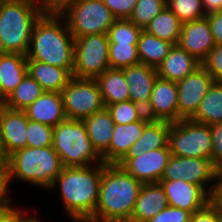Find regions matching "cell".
Returning a JSON list of instances; mask_svg holds the SVG:
<instances>
[{
    "label": "cell",
    "mask_w": 222,
    "mask_h": 222,
    "mask_svg": "<svg viewBox=\"0 0 222 222\" xmlns=\"http://www.w3.org/2000/svg\"><path fill=\"white\" fill-rule=\"evenodd\" d=\"M101 178L102 163L63 167L48 191L59 189L63 208L71 221L87 222L95 213Z\"/></svg>",
    "instance_id": "6da1fadb"
},
{
    "label": "cell",
    "mask_w": 222,
    "mask_h": 222,
    "mask_svg": "<svg viewBox=\"0 0 222 222\" xmlns=\"http://www.w3.org/2000/svg\"><path fill=\"white\" fill-rule=\"evenodd\" d=\"M27 60L66 68L74 66V38L64 17L56 8H48L34 25Z\"/></svg>",
    "instance_id": "7a4b0ae2"
},
{
    "label": "cell",
    "mask_w": 222,
    "mask_h": 222,
    "mask_svg": "<svg viewBox=\"0 0 222 222\" xmlns=\"http://www.w3.org/2000/svg\"><path fill=\"white\" fill-rule=\"evenodd\" d=\"M142 185L123 167L102 163L98 203L87 222H128Z\"/></svg>",
    "instance_id": "3957f363"
},
{
    "label": "cell",
    "mask_w": 222,
    "mask_h": 222,
    "mask_svg": "<svg viewBox=\"0 0 222 222\" xmlns=\"http://www.w3.org/2000/svg\"><path fill=\"white\" fill-rule=\"evenodd\" d=\"M62 169L60 156L52 146L20 149L7 158L5 197L9 198L11 181L15 179L48 191Z\"/></svg>",
    "instance_id": "277c9868"
},
{
    "label": "cell",
    "mask_w": 222,
    "mask_h": 222,
    "mask_svg": "<svg viewBox=\"0 0 222 222\" xmlns=\"http://www.w3.org/2000/svg\"><path fill=\"white\" fill-rule=\"evenodd\" d=\"M48 9L36 0H4L0 3L2 52L28 54L35 23Z\"/></svg>",
    "instance_id": "5b68a950"
},
{
    "label": "cell",
    "mask_w": 222,
    "mask_h": 222,
    "mask_svg": "<svg viewBox=\"0 0 222 222\" xmlns=\"http://www.w3.org/2000/svg\"><path fill=\"white\" fill-rule=\"evenodd\" d=\"M52 147L63 167H85L104 163L90 141L82 120L65 119L53 128Z\"/></svg>",
    "instance_id": "8992f818"
},
{
    "label": "cell",
    "mask_w": 222,
    "mask_h": 222,
    "mask_svg": "<svg viewBox=\"0 0 222 222\" xmlns=\"http://www.w3.org/2000/svg\"><path fill=\"white\" fill-rule=\"evenodd\" d=\"M56 10L64 17L73 38L107 34L116 20L103 0H65Z\"/></svg>",
    "instance_id": "52a82bcc"
},
{
    "label": "cell",
    "mask_w": 222,
    "mask_h": 222,
    "mask_svg": "<svg viewBox=\"0 0 222 222\" xmlns=\"http://www.w3.org/2000/svg\"><path fill=\"white\" fill-rule=\"evenodd\" d=\"M168 144L174 156L211 159L210 125L191 119H181L170 123Z\"/></svg>",
    "instance_id": "ba28073f"
},
{
    "label": "cell",
    "mask_w": 222,
    "mask_h": 222,
    "mask_svg": "<svg viewBox=\"0 0 222 222\" xmlns=\"http://www.w3.org/2000/svg\"><path fill=\"white\" fill-rule=\"evenodd\" d=\"M107 34H92L74 38V66L72 77L96 79L109 66Z\"/></svg>",
    "instance_id": "9c48e42d"
},
{
    "label": "cell",
    "mask_w": 222,
    "mask_h": 222,
    "mask_svg": "<svg viewBox=\"0 0 222 222\" xmlns=\"http://www.w3.org/2000/svg\"><path fill=\"white\" fill-rule=\"evenodd\" d=\"M61 94L67 119L83 120L105 108L95 79L72 77Z\"/></svg>",
    "instance_id": "30bf717a"
},
{
    "label": "cell",
    "mask_w": 222,
    "mask_h": 222,
    "mask_svg": "<svg viewBox=\"0 0 222 222\" xmlns=\"http://www.w3.org/2000/svg\"><path fill=\"white\" fill-rule=\"evenodd\" d=\"M217 173L218 167L211 159L171 155L161 180L183 179L202 186L213 196L217 185Z\"/></svg>",
    "instance_id": "8fae6325"
},
{
    "label": "cell",
    "mask_w": 222,
    "mask_h": 222,
    "mask_svg": "<svg viewBox=\"0 0 222 222\" xmlns=\"http://www.w3.org/2000/svg\"><path fill=\"white\" fill-rule=\"evenodd\" d=\"M214 80L201 65L184 79L176 82L178 89V121L191 119Z\"/></svg>",
    "instance_id": "7c38bea8"
},
{
    "label": "cell",
    "mask_w": 222,
    "mask_h": 222,
    "mask_svg": "<svg viewBox=\"0 0 222 222\" xmlns=\"http://www.w3.org/2000/svg\"><path fill=\"white\" fill-rule=\"evenodd\" d=\"M178 89L175 81L157 77L153 85L149 103L144 109L151 120L178 121Z\"/></svg>",
    "instance_id": "4fadbf2b"
},
{
    "label": "cell",
    "mask_w": 222,
    "mask_h": 222,
    "mask_svg": "<svg viewBox=\"0 0 222 222\" xmlns=\"http://www.w3.org/2000/svg\"><path fill=\"white\" fill-rule=\"evenodd\" d=\"M169 206L194 213L204 208L212 196L202 187L186 180H160Z\"/></svg>",
    "instance_id": "5bb4252c"
},
{
    "label": "cell",
    "mask_w": 222,
    "mask_h": 222,
    "mask_svg": "<svg viewBox=\"0 0 222 222\" xmlns=\"http://www.w3.org/2000/svg\"><path fill=\"white\" fill-rule=\"evenodd\" d=\"M28 120L24 110L0 107V143L7 158L27 147Z\"/></svg>",
    "instance_id": "9a60e30c"
},
{
    "label": "cell",
    "mask_w": 222,
    "mask_h": 222,
    "mask_svg": "<svg viewBox=\"0 0 222 222\" xmlns=\"http://www.w3.org/2000/svg\"><path fill=\"white\" fill-rule=\"evenodd\" d=\"M169 144L160 149L130 158L122 167L142 183L160 182L171 157Z\"/></svg>",
    "instance_id": "2e32d148"
},
{
    "label": "cell",
    "mask_w": 222,
    "mask_h": 222,
    "mask_svg": "<svg viewBox=\"0 0 222 222\" xmlns=\"http://www.w3.org/2000/svg\"><path fill=\"white\" fill-rule=\"evenodd\" d=\"M178 45L202 63L215 46L208 18L182 23Z\"/></svg>",
    "instance_id": "e0dca14e"
},
{
    "label": "cell",
    "mask_w": 222,
    "mask_h": 222,
    "mask_svg": "<svg viewBox=\"0 0 222 222\" xmlns=\"http://www.w3.org/2000/svg\"><path fill=\"white\" fill-rule=\"evenodd\" d=\"M151 121L148 116L129 124H115L109 148L101 155L106 164H117L129 148L142 135L145 126Z\"/></svg>",
    "instance_id": "ac0fdd59"
},
{
    "label": "cell",
    "mask_w": 222,
    "mask_h": 222,
    "mask_svg": "<svg viewBox=\"0 0 222 222\" xmlns=\"http://www.w3.org/2000/svg\"><path fill=\"white\" fill-rule=\"evenodd\" d=\"M126 82L129 85V100L147 107L157 75V69L143 63L131 65L123 69Z\"/></svg>",
    "instance_id": "d6986e66"
},
{
    "label": "cell",
    "mask_w": 222,
    "mask_h": 222,
    "mask_svg": "<svg viewBox=\"0 0 222 222\" xmlns=\"http://www.w3.org/2000/svg\"><path fill=\"white\" fill-rule=\"evenodd\" d=\"M24 111L29 120L53 128L67 119L62 94L57 92H44Z\"/></svg>",
    "instance_id": "ffe728a7"
},
{
    "label": "cell",
    "mask_w": 222,
    "mask_h": 222,
    "mask_svg": "<svg viewBox=\"0 0 222 222\" xmlns=\"http://www.w3.org/2000/svg\"><path fill=\"white\" fill-rule=\"evenodd\" d=\"M167 206L168 199L160 182L143 183L128 222H147Z\"/></svg>",
    "instance_id": "44dd1931"
},
{
    "label": "cell",
    "mask_w": 222,
    "mask_h": 222,
    "mask_svg": "<svg viewBox=\"0 0 222 222\" xmlns=\"http://www.w3.org/2000/svg\"><path fill=\"white\" fill-rule=\"evenodd\" d=\"M170 122L151 120L144 128L141 137L132 144L127 154L117 163L123 166L130 158L145 152L164 148L169 141Z\"/></svg>",
    "instance_id": "7402d4cb"
},
{
    "label": "cell",
    "mask_w": 222,
    "mask_h": 222,
    "mask_svg": "<svg viewBox=\"0 0 222 222\" xmlns=\"http://www.w3.org/2000/svg\"><path fill=\"white\" fill-rule=\"evenodd\" d=\"M201 65V62L177 44L173 45L169 54L156 69L158 77L177 82L194 72Z\"/></svg>",
    "instance_id": "603a6c76"
},
{
    "label": "cell",
    "mask_w": 222,
    "mask_h": 222,
    "mask_svg": "<svg viewBox=\"0 0 222 222\" xmlns=\"http://www.w3.org/2000/svg\"><path fill=\"white\" fill-rule=\"evenodd\" d=\"M27 73L45 92L61 93L72 74L66 69L35 60H27Z\"/></svg>",
    "instance_id": "cb8c5ba5"
},
{
    "label": "cell",
    "mask_w": 222,
    "mask_h": 222,
    "mask_svg": "<svg viewBox=\"0 0 222 222\" xmlns=\"http://www.w3.org/2000/svg\"><path fill=\"white\" fill-rule=\"evenodd\" d=\"M82 121L94 148L102 155L109 148L115 125L110 111L105 107Z\"/></svg>",
    "instance_id": "d4e9b609"
},
{
    "label": "cell",
    "mask_w": 222,
    "mask_h": 222,
    "mask_svg": "<svg viewBox=\"0 0 222 222\" xmlns=\"http://www.w3.org/2000/svg\"><path fill=\"white\" fill-rule=\"evenodd\" d=\"M27 74V56L21 53L0 54V82L8 97Z\"/></svg>",
    "instance_id": "484cf974"
},
{
    "label": "cell",
    "mask_w": 222,
    "mask_h": 222,
    "mask_svg": "<svg viewBox=\"0 0 222 222\" xmlns=\"http://www.w3.org/2000/svg\"><path fill=\"white\" fill-rule=\"evenodd\" d=\"M95 80L99 85L105 107L129 100V85L123 69L108 68Z\"/></svg>",
    "instance_id": "4316f807"
},
{
    "label": "cell",
    "mask_w": 222,
    "mask_h": 222,
    "mask_svg": "<svg viewBox=\"0 0 222 222\" xmlns=\"http://www.w3.org/2000/svg\"><path fill=\"white\" fill-rule=\"evenodd\" d=\"M181 28L182 22L179 18L167 7H164L144 28V31L161 40L177 45L180 39Z\"/></svg>",
    "instance_id": "83f0119b"
},
{
    "label": "cell",
    "mask_w": 222,
    "mask_h": 222,
    "mask_svg": "<svg viewBox=\"0 0 222 222\" xmlns=\"http://www.w3.org/2000/svg\"><path fill=\"white\" fill-rule=\"evenodd\" d=\"M172 47V43L142 30L137 43L140 63L157 68L169 54Z\"/></svg>",
    "instance_id": "f1b7e54d"
},
{
    "label": "cell",
    "mask_w": 222,
    "mask_h": 222,
    "mask_svg": "<svg viewBox=\"0 0 222 222\" xmlns=\"http://www.w3.org/2000/svg\"><path fill=\"white\" fill-rule=\"evenodd\" d=\"M191 120L210 126L222 122V82H213Z\"/></svg>",
    "instance_id": "f546056e"
},
{
    "label": "cell",
    "mask_w": 222,
    "mask_h": 222,
    "mask_svg": "<svg viewBox=\"0 0 222 222\" xmlns=\"http://www.w3.org/2000/svg\"><path fill=\"white\" fill-rule=\"evenodd\" d=\"M45 91L28 73L21 83L7 97L5 107L13 110H24Z\"/></svg>",
    "instance_id": "4dcf8cb0"
},
{
    "label": "cell",
    "mask_w": 222,
    "mask_h": 222,
    "mask_svg": "<svg viewBox=\"0 0 222 222\" xmlns=\"http://www.w3.org/2000/svg\"><path fill=\"white\" fill-rule=\"evenodd\" d=\"M109 66L124 69L140 63L137 44L109 43Z\"/></svg>",
    "instance_id": "1f68e13d"
},
{
    "label": "cell",
    "mask_w": 222,
    "mask_h": 222,
    "mask_svg": "<svg viewBox=\"0 0 222 222\" xmlns=\"http://www.w3.org/2000/svg\"><path fill=\"white\" fill-rule=\"evenodd\" d=\"M142 30L129 19H116L107 33L109 43L137 44Z\"/></svg>",
    "instance_id": "d6a6232c"
},
{
    "label": "cell",
    "mask_w": 222,
    "mask_h": 222,
    "mask_svg": "<svg viewBox=\"0 0 222 222\" xmlns=\"http://www.w3.org/2000/svg\"><path fill=\"white\" fill-rule=\"evenodd\" d=\"M166 7L182 23L206 17L203 0H166Z\"/></svg>",
    "instance_id": "836d02e7"
},
{
    "label": "cell",
    "mask_w": 222,
    "mask_h": 222,
    "mask_svg": "<svg viewBox=\"0 0 222 222\" xmlns=\"http://www.w3.org/2000/svg\"><path fill=\"white\" fill-rule=\"evenodd\" d=\"M166 7V0H138L128 18L136 26L144 28Z\"/></svg>",
    "instance_id": "e575fe53"
},
{
    "label": "cell",
    "mask_w": 222,
    "mask_h": 222,
    "mask_svg": "<svg viewBox=\"0 0 222 222\" xmlns=\"http://www.w3.org/2000/svg\"><path fill=\"white\" fill-rule=\"evenodd\" d=\"M115 124H129L141 120L145 116L144 109L132 101L118 102L108 105Z\"/></svg>",
    "instance_id": "d590c367"
},
{
    "label": "cell",
    "mask_w": 222,
    "mask_h": 222,
    "mask_svg": "<svg viewBox=\"0 0 222 222\" xmlns=\"http://www.w3.org/2000/svg\"><path fill=\"white\" fill-rule=\"evenodd\" d=\"M27 147L43 148L53 144V127L28 120L26 131Z\"/></svg>",
    "instance_id": "8d00e7d4"
},
{
    "label": "cell",
    "mask_w": 222,
    "mask_h": 222,
    "mask_svg": "<svg viewBox=\"0 0 222 222\" xmlns=\"http://www.w3.org/2000/svg\"><path fill=\"white\" fill-rule=\"evenodd\" d=\"M12 204L10 197L0 204V222H29L33 218L32 215L28 216L26 208L14 207Z\"/></svg>",
    "instance_id": "74e56055"
},
{
    "label": "cell",
    "mask_w": 222,
    "mask_h": 222,
    "mask_svg": "<svg viewBox=\"0 0 222 222\" xmlns=\"http://www.w3.org/2000/svg\"><path fill=\"white\" fill-rule=\"evenodd\" d=\"M201 64L214 82H222V44L215 45Z\"/></svg>",
    "instance_id": "f35d334b"
},
{
    "label": "cell",
    "mask_w": 222,
    "mask_h": 222,
    "mask_svg": "<svg viewBox=\"0 0 222 222\" xmlns=\"http://www.w3.org/2000/svg\"><path fill=\"white\" fill-rule=\"evenodd\" d=\"M191 215L190 211L167 206L147 222H189Z\"/></svg>",
    "instance_id": "ab89813d"
},
{
    "label": "cell",
    "mask_w": 222,
    "mask_h": 222,
    "mask_svg": "<svg viewBox=\"0 0 222 222\" xmlns=\"http://www.w3.org/2000/svg\"><path fill=\"white\" fill-rule=\"evenodd\" d=\"M221 206L210 201L204 208L192 213L189 222H220Z\"/></svg>",
    "instance_id": "60d3db41"
},
{
    "label": "cell",
    "mask_w": 222,
    "mask_h": 222,
    "mask_svg": "<svg viewBox=\"0 0 222 222\" xmlns=\"http://www.w3.org/2000/svg\"><path fill=\"white\" fill-rule=\"evenodd\" d=\"M116 19H128L138 0H103Z\"/></svg>",
    "instance_id": "b9f144b4"
},
{
    "label": "cell",
    "mask_w": 222,
    "mask_h": 222,
    "mask_svg": "<svg viewBox=\"0 0 222 222\" xmlns=\"http://www.w3.org/2000/svg\"><path fill=\"white\" fill-rule=\"evenodd\" d=\"M212 134L211 160L219 168L222 166V122L210 126Z\"/></svg>",
    "instance_id": "7bdbcfd3"
},
{
    "label": "cell",
    "mask_w": 222,
    "mask_h": 222,
    "mask_svg": "<svg viewBox=\"0 0 222 222\" xmlns=\"http://www.w3.org/2000/svg\"><path fill=\"white\" fill-rule=\"evenodd\" d=\"M215 45L222 44V9L206 16Z\"/></svg>",
    "instance_id": "ee69618b"
},
{
    "label": "cell",
    "mask_w": 222,
    "mask_h": 222,
    "mask_svg": "<svg viewBox=\"0 0 222 222\" xmlns=\"http://www.w3.org/2000/svg\"><path fill=\"white\" fill-rule=\"evenodd\" d=\"M7 174V157L5 156L0 143V190L5 195V181Z\"/></svg>",
    "instance_id": "f6af8a7d"
},
{
    "label": "cell",
    "mask_w": 222,
    "mask_h": 222,
    "mask_svg": "<svg viewBox=\"0 0 222 222\" xmlns=\"http://www.w3.org/2000/svg\"><path fill=\"white\" fill-rule=\"evenodd\" d=\"M212 200L222 206V166L218 168L217 185Z\"/></svg>",
    "instance_id": "bcb514c9"
},
{
    "label": "cell",
    "mask_w": 222,
    "mask_h": 222,
    "mask_svg": "<svg viewBox=\"0 0 222 222\" xmlns=\"http://www.w3.org/2000/svg\"><path fill=\"white\" fill-rule=\"evenodd\" d=\"M203 7L207 16L222 9V0H203Z\"/></svg>",
    "instance_id": "7dc6e473"
},
{
    "label": "cell",
    "mask_w": 222,
    "mask_h": 222,
    "mask_svg": "<svg viewBox=\"0 0 222 222\" xmlns=\"http://www.w3.org/2000/svg\"><path fill=\"white\" fill-rule=\"evenodd\" d=\"M7 100V96L4 94L2 90V85L0 82V107L4 106Z\"/></svg>",
    "instance_id": "c3c4849f"
},
{
    "label": "cell",
    "mask_w": 222,
    "mask_h": 222,
    "mask_svg": "<svg viewBox=\"0 0 222 222\" xmlns=\"http://www.w3.org/2000/svg\"><path fill=\"white\" fill-rule=\"evenodd\" d=\"M63 1L65 0H51V8H56Z\"/></svg>",
    "instance_id": "681fc988"
},
{
    "label": "cell",
    "mask_w": 222,
    "mask_h": 222,
    "mask_svg": "<svg viewBox=\"0 0 222 222\" xmlns=\"http://www.w3.org/2000/svg\"><path fill=\"white\" fill-rule=\"evenodd\" d=\"M40 2L41 4L47 6L48 8H51V0H36Z\"/></svg>",
    "instance_id": "f907efd6"
},
{
    "label": "cell",
    "mask_w": 222,
    "mask_h": 222,
    "mask_svg": "<svg viewBox=\"0 0 222 222\" xmlns=\"http://www.w3.org/2000/svg\"><path fill=\"white\" fill-rule=\"evenodd\" d=\"M6 199L4 193L0 190V204Z\"/></svg>",
    "instance_id": "816d5d0a"
},
{
    "label": "cell",
    "mask_w": 222,
    "mask_h": 222,
    "mask_svg": "<svg viewBox=\"0 0 222 222\" xmlns=\"http://www.w3.org/2000/svg\"><path fill=\"white\" fill-rule=\"evenodd\" d=\"M29 222H41L37 216H34Z\"/></svg>",
    "instance_id": "f5cc1de1"
},
{
    "label": "cell",
    "mask_w": 222,
    "mask_h": 222,
    "mask_svg": "<svg viewBox=\"0 0 222 222\" xmlns=\"http://www.w3.org/2000/svg\"><path fill=\"white\" fill-rule=\"evenodd\" d=\"M220 222H222V206H221V220H220Z\"/></svg>",
    "instance_id": "db71d44e"
}]
</instances>
